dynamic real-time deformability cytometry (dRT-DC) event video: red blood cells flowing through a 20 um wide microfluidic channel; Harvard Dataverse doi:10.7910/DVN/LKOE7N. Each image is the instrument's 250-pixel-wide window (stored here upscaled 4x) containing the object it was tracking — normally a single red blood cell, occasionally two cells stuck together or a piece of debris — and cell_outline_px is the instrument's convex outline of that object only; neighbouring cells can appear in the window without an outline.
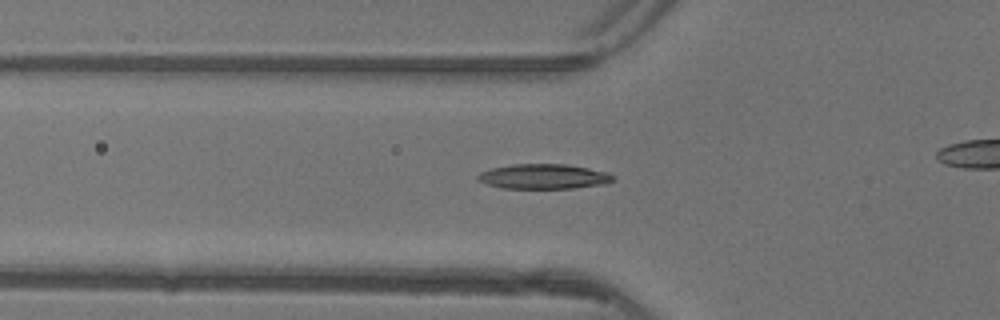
{"species": "common noctule bat (a hibernating species)", "species_latin": "Nyctalus noctula", "temperature_condition": "warm", "stored_images_in_passage": 45, "camera_frame_rate_fps": 3000, "um_per_image_px": 0.085, "animal": {"sex": "female"}, "frame": {"image": 1, "passage_image": 19, "time_ms": 6.0, "image_size_px": [1000, 320], "cell_outline_px": [[616, 180], [604, 184], [572, 188], [500, 188], [476, 180], [476, 176], [480, 172], [492, 168], [512, 164], [564, 164], [588, 168], [608, 172], [616, 176]], "centroid_in_image_um": [46.22, 15.0], "position_along_channel_um": 79.6, "area_um2": 19.71}}
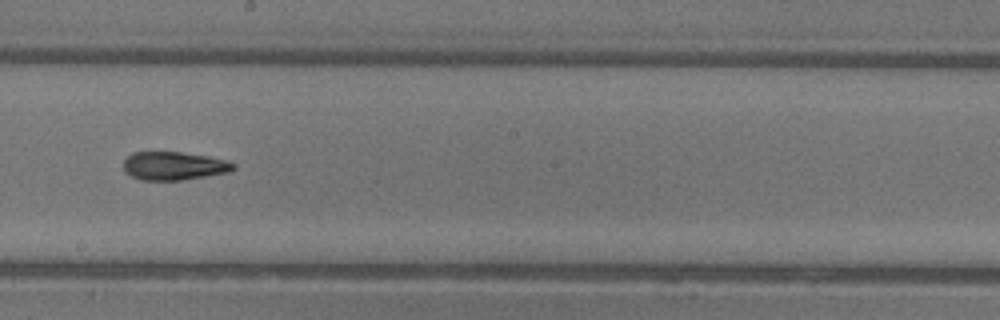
{"frame": {"image": 2, "passage_image": 30, "time_ms": 9.667, "image_size_px": [1000, 320], "cell_outline_px": [[236, 168], [228, 172], [180, 180], [140, 180], [124, 172], [124, 160], [132, 152], [180, 152], [208, 156], [228, 160], [236, 164]], "centroid_in_image_um": [14.78, 14.09], "position_along_channel_um": 233.4, "area_um2": 18.15}}
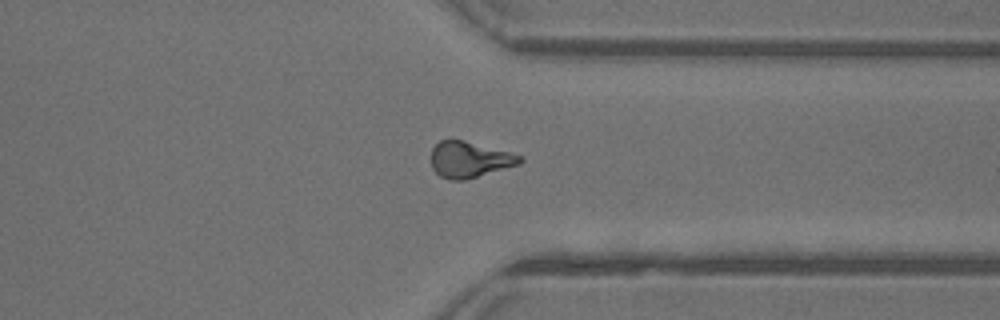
{"frame": {"image": 3, "passage_image": 40, "time_ms": 13.0, "image_size_px": [1000, 320], "cell_outline_px": [[524, 160], [520, 164], [464, 180], [448, 180], [440, 176], [432, 168], [432, 148], [440, 140], [464, 140], [508, 152], [520, 156]], "centroid_in_image_um": [39.89, 13.57], "position_along_channel_um": 371.5, "area_um2": 18.38}}